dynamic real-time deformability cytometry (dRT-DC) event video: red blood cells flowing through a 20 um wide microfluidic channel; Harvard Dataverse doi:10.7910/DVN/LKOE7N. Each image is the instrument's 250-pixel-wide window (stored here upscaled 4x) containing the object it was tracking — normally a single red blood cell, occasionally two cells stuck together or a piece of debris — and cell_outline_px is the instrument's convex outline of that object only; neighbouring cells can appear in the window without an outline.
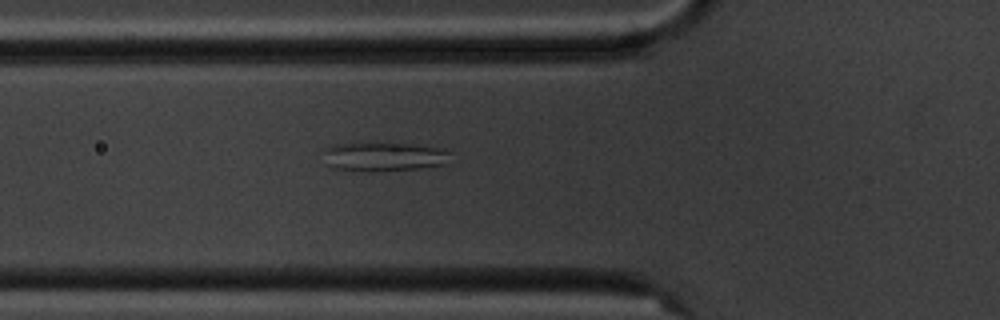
{"species": "common noctule bat (a hibernating species)", "species_latin": "Nyctalus noctula", "temperature_condition": "cold", "stored_images_in_passage": 5, "camera_frame_rate_fps": 3000, "um_per_image_px": 0.085, "animal": {"sex": "male", "body_mass_g": 20.1, "forearm_length_mm": 53.5}, "frame": {"image": 1, "passage_image": 5, "time_ms": 4.333, "image_size_px": [1000, 320], "cell_outline_px": [[452, 164], [420, 168], [368, 172], [364, 172], [336, 168], [324, 164], [324, 148], [336, 144], [356, 140], [392, 140], [444, 148], [448, 152]], "centroid_in_image_um": [32.63, 13.25], "position_along_channel_um": 93.2, "area_um2": 23.41}}